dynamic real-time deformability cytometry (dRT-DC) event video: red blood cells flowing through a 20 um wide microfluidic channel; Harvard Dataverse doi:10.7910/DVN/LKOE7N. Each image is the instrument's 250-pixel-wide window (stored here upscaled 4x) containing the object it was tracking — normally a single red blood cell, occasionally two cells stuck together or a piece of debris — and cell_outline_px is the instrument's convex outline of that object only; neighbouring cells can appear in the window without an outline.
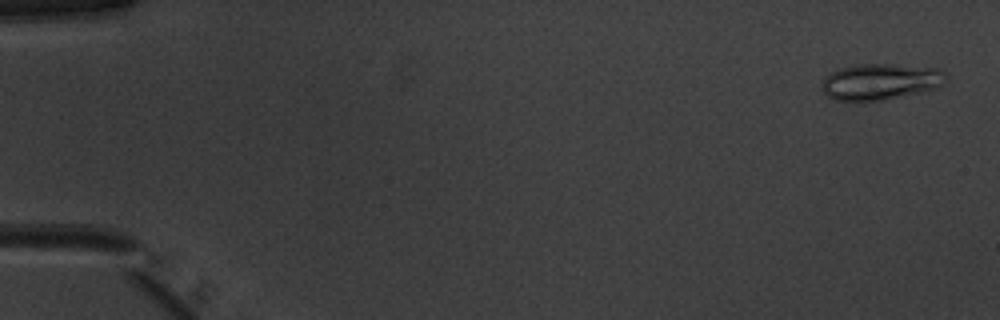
{"species": "common noctule bat (a hibernating species)", "species_latin": "Nyctalus noctula", "temperature_condition": "warm", "stored_images_in_passage": 51, "camera_frame_rate_fps": 3000, "um_per_image_px": 0.085, "animal": {"sex": "male", "body_mass_g": 20.1, "forearm_length_mm": 53.5}, "frame": {"image": 1, "passage_image": 2, "time_ms": 0.333, "image_size_px": [1000, 320], "cell_outline_px": [[948, 80], [944, 84], [936, 88], [880, 100], [836, 100], [828, 96], [820, 88], [820, 84], [832, 72], [840, 68], [856, 64], [888, 64], [936, 68], [944, 72], [948, 76]], "centroid_in_image_um": [74.84, 6.93], "position_along_channel_um": 10.2, "area_um2": 25.84}}
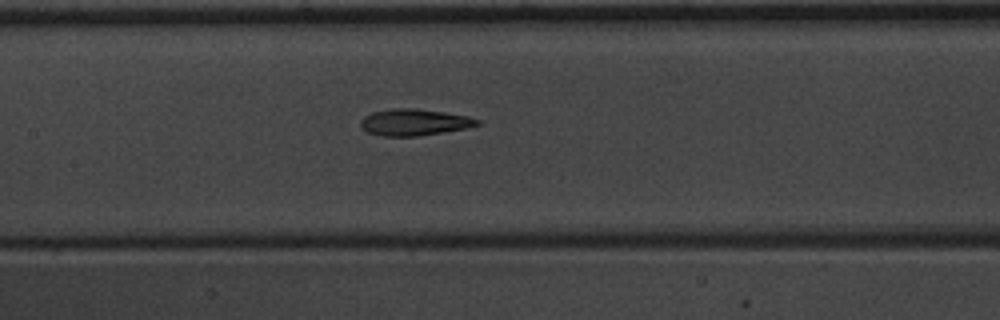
{"frame": {"image": 2, "passage_image": 25, "time_ms": 8.0, "image_size_px": [1000, 320], "cell_outline_px": [[480, 124], [468, 128], [416, 136], [380, 136], [368, 132], [360, 124], [360, 120], [364, 116], [372, 112], [388, 108], [416, 108], [444, 112], [468, 116], [480, 120]], "centroid_in_image_um": [35.2, 10.38], "position_along_channel_um": 172.2, "area_um2": 18.09}}
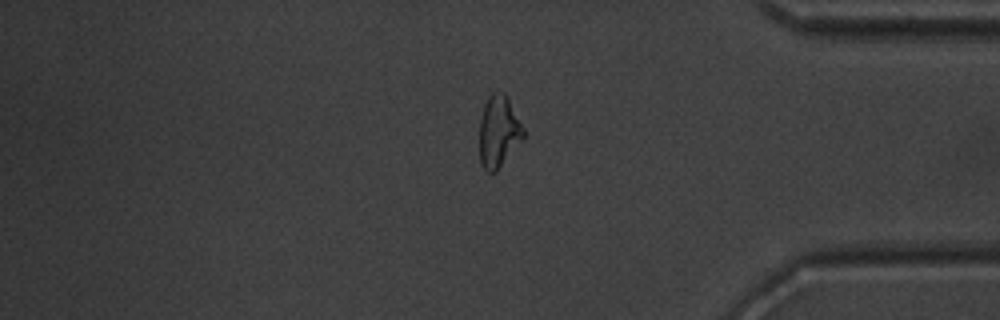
{"frame": {"image": 3, "passage_image": 43, "time_ms": 14.0, "image_size_px": [1000, 320], "cell_outline_px": [[524, 136], [496, 172], [488, 172], [480, 164], [480, 120], [484, 104], [488, 96], [492, 92], [504, 92], [508, 96], [524, 128]], "centroid_in_image_um": [42.38, 11.14], "position_along_channel_um": 392.8, "area_um2": 18.32}, "authors_computed_cell_mechanics": {"area_um2": 18.6694, "velocity_mm_per_s": 4.0205, "shape_relaxation_time_tau1_ms": 11.0308, "shape_relaxation_time_tau2_ms": 3.5623, "deformation_change_tau1": 0.2614, "deformation_change_tau2": 0.1231}}